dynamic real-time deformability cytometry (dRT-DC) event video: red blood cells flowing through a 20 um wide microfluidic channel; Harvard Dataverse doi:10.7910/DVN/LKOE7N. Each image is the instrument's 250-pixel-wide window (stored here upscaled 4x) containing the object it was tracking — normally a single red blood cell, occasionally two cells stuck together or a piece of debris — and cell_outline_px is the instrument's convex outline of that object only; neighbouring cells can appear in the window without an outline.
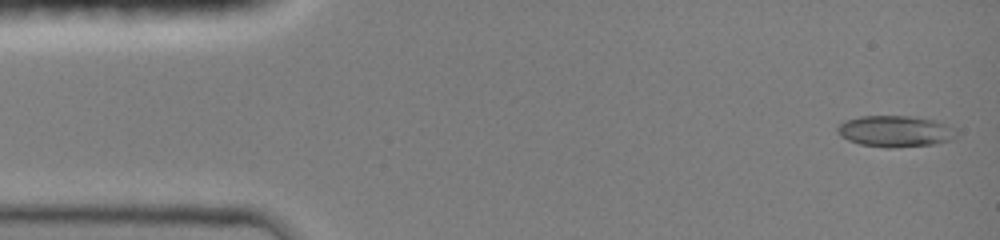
{"species": "common noctule bat (a hibernating species)", "species_latin": "Nyctalus noctula", "temperature_condition": "room temperature", "stored_images_in_passage": 12, "camera_frame_rate_fps": 3000, "um_per_image_px": 0.085, "animal": {"sex": "female", "body_mass_g": 19.0, "forearm_length_mm": 51.5}, "frame": {"image": 1, "passage_image": 1, "time_ms": 0.0, "image_size_px": [1000, 240], "cell_outline_px": [[956, 136], [952, 140], [936, 144], [860, 144], [848, 140], [840, 136], [836, 132], [836, 128], [844, 120], [860, 116], [912, 116], [936, 120], [956, 128]], "centroid_in_image_um": [76.11, 11.09], "position_along_channel_um": 8.9, "area_um2": 20.87}}
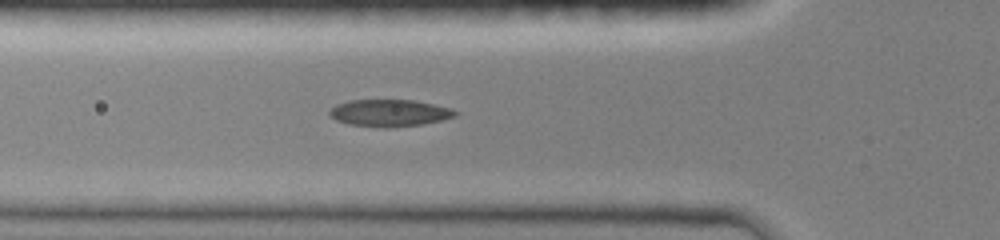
{"frame": {"image": 2, "passage_image": 9, "time_ms": 4.667, "image_size_px": [1000, 240], "cell_outline_px": [[460, 112], [456, 116], [440, 120], [420, 124], [384, 128], [348, 124], [336, 120], [328, 116], [328, 112], [336, 104], [348, 100], [412, 100], [452, 108]], "centroid_in_image_um": [33.07, 9.6], "position_along_channel_um": 92.7, "area_um2": 19.77}}
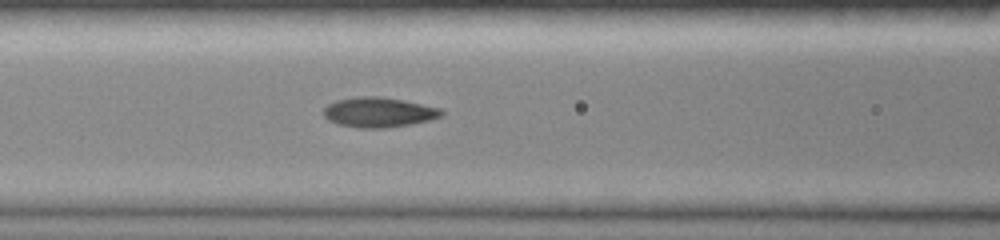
{"frame": {"image": 3, "passage_image": 12, "time_ms": 5.667, "image_size_px": [1000, 240], "cell_outline_px": [[444, 112], [440, 116], [428, 120], [408, 124], [384, 128], [356, 128], [340, 124], [328, 120], [324, 116], [324, 108], [328, 104], [336, 100], [356, 96], [380, 96], [440, 108]], "centroid_in_image_um": [32.13, 9.54], "position_along_channel_um": 134.5, "area_um2": 20.29}}